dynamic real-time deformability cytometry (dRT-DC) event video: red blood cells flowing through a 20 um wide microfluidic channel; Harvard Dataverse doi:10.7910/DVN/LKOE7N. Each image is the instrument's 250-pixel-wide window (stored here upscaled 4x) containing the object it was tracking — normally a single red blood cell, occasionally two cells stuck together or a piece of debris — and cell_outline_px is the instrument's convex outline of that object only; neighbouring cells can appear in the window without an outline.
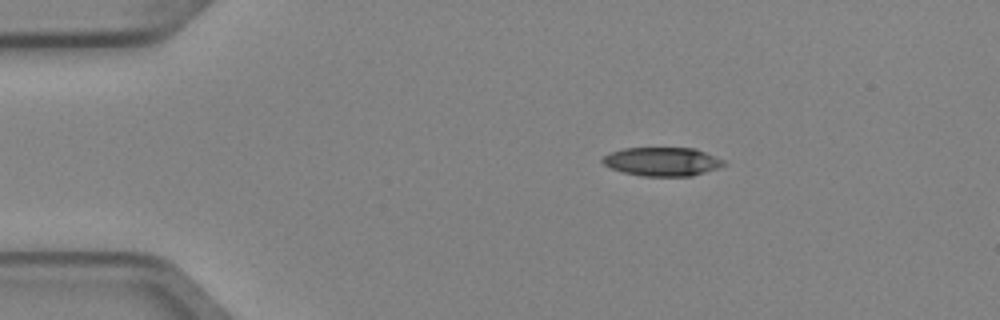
{"species": "Egyptian fruit bat (a non-hibernating species)", "species_latin": "Rousettus aegyptiacus", "temperature_condition": "cold", "stored_images_in_passage": 3, "camera_frame_rate_fps": 3000, "um_per_image_px": 0.085, "animal": {"sex": "female"}, "frame": {"image": 1, "passage_image": 1, "time_ms": 0.0, "image_size_px": [1000, 320], "cell_outline_px": [[724, 164], [716, 168], [692, 176], [640, 176], [624, 172], [612, 168], [604, 164], [600, 160], [608, 152], [624, 148], [696, 148], [724, 160]], "centroid_in_image_um": [56.25, 13.73], "position_along_channel_um": 28.7, "area_um2": 20.17}}